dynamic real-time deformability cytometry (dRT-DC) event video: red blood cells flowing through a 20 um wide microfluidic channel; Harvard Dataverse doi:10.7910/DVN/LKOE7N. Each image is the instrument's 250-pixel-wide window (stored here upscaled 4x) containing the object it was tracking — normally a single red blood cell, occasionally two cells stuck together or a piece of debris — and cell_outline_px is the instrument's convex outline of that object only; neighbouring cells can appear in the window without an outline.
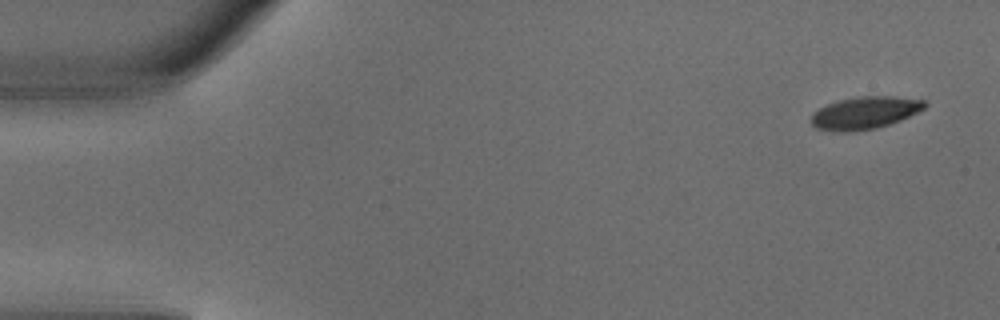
{"species": "common noctule bat (a hibernating species)", "species_latin": "Nyctalus noctula", "temperature_condition": "warm", "stored_images_in_passage": 4, "camera_frame_rate_fps": 3000, "um_per_image_px": 0.085, "animal": {"sex": "male", "body_mass_g": 18.8}, "frame": {"image": 1, "passage_image": 1, "time_ms": 0.0, "image_size_px": [1000, 320], "cell_outline_px": [[928, 104], [924, 108], [900, 120], [876, 128], [848, 132], [836, 132], [816, 128], [812, 124], [812, 116], [820, 108], [828, 104], [840, 100], [860, 96], [892, 96], [924, 100]], "centroid_in_image_um": [73.52, 9.59], "position_along_channel_um": 11.5, "area_um2": 21.1}}
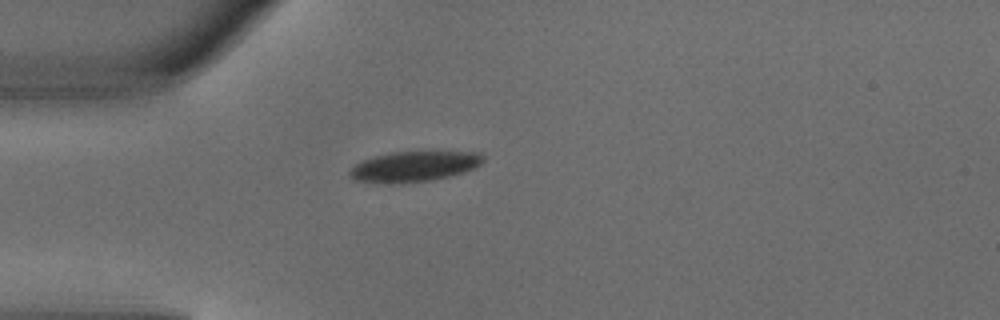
{"frame": {"image": 2, "passage_image": 4, "time_ms": 1.0, "image_size_px": [1000, 320], "cell_outline_px": [[484, 160], [480, 164], [464, 172], [432, 180], [400, 184], [388, 184], [356, 180], [348, 172], [360, 160], [388, 152], [480, 152], [484, 156]], "centroid_in_image_um": [35.18, 14.15], "position_along_channel_um": 49.8, "area_um2": 23.64}}